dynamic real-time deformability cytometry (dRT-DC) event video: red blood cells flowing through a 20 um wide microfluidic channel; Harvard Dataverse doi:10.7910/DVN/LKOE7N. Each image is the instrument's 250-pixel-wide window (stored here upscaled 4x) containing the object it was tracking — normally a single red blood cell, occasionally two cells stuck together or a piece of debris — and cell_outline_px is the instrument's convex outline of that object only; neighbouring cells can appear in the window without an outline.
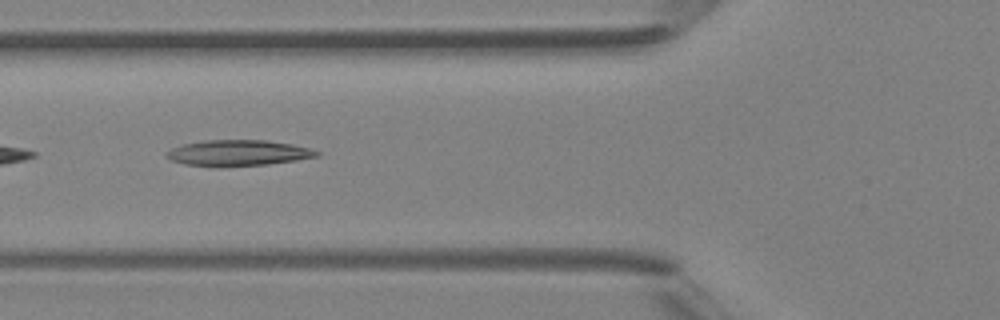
{"species": "Egyptian fruit bat (a non-hibernating species)", "species_latin": "Rousettus aegyptiacus", "temperature_condition": "room temperature", "stored_images_in_passage": 35, "camera_frame_rate_fps": 3000, "um_per_image_px": 0.085, "animal": {"sex": "female"}, "frame": {"image": 1, "passage_image": 6, "time_ms": 1.667, "image_size_px": [1000, 320], "cell_outline_px": [[320, 152], [316, 156], [296, 160], [268, 164], [220, 168], [184, 164], [172, 160], [164, 156], [164, 152], [172, 148], [184, 144], [204, 140], [264, 140], [292, 144], [312, 148]], "centroid_in_image_um": [20.19, 13.01], "position_along_channel_um": 105.6, "area_um2": 22.95}}
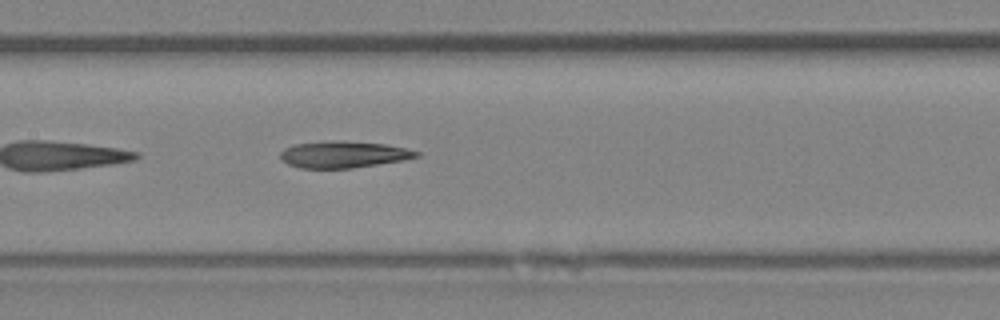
{"frame": {"image": 2, "passage_image": 11, "time_ms": 3.333, "image_size_px": [1000, 320], "cell_outline_px": [[420, 156], [404, 160], [352, 168], [300, 168], [288, 164], [280, 160], [280, 152], [284, 148], [292, 144], [336, 140], [384, 144], [404, 148], [420, 152]], "centroid_in_image_um": [29.15, 13.13], "position_along_channel_um": 178.2, "area_um2": 21.15}}
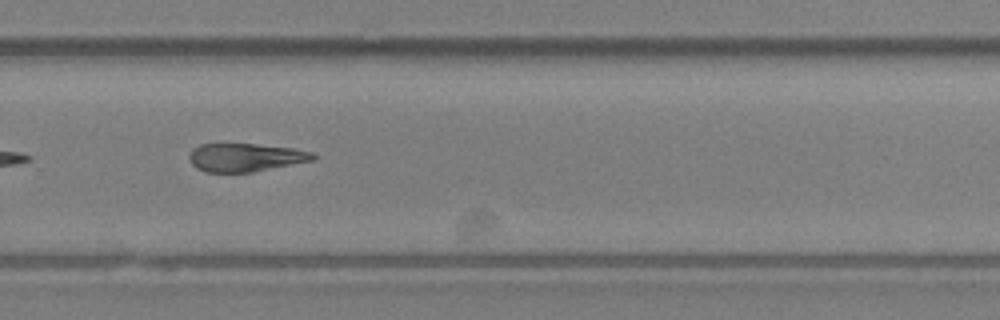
{"frame": {"image": 3, "passage_image": 20, "time_ms": 6.333, "image_size_px": [1000, 320], "cell_outline_px": [[316, 156], [312, 160], [252, 172], [204, 172], [196, 168], [188, 160], [188, 156], [192, 148], [200, 144], [256, 144], [292, 148], [312, 152]], "centroid_in_image_um": [20.79, 13.38], "position_along_channel_um": 309.0, "area_um2": 20.29}, "authors_computed_cell_mechanics": {"area_um2": 21.8484, "velocity_mm_per_s": 4.3723, "shape_relaxation_time_tau1_ms": null, "shape_relaxation_time_tau2_ms": 8.1221, "deformation_change_tau1": null, "deformation_change_tau2": 0.2257}}